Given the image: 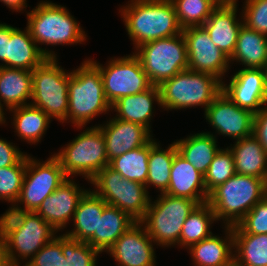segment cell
<instances>
[{"mask_svg":"<svg viewBox=\"0 0 267 266\" xmlns=\"http://www.w3.org/2000/svg\"><path fill=\"white\" fill-rule=\"evenodd\" d=\"M156 244L136 221L106 252L117 266H157Z\"/></svg>","mask_w":267,"mask_h":266,"instance_id":"obj_16","label":"cell"},{"mask_svg":"<svg viewBox=\"0 0 267 266\" xmlns=\"http://www.w3.org/2000/svg\"><path fill=\"white\" fill-rule=\"evenodd\" d=\"M213 135L203 131L188 135L186 138L174 141L178 153L205 175L215 154L221 148Z\"/></svg>","mask_w":267,"mask_h":266,"instance_id":"obj_29","label":"cell"},{"mask_svg":"<svg viewBox=\"0 0 267 266\" xmlns=\"http://www.w3.org/2000/svg\"><path fill=\"white\" fill-rule=\"evenodd\" d=\"M132 53L139 58L144 72L155 86L188 69L187 47L182 33L146 42Z\"/></svg>","mask_w":267,"mask_h":266,"instance_id":"obj_10","label":"cell"},{"mask_svg":"<svg viewBox=\"0 0 267 266\" xmlns=\"http://www.w3.org/2000/svg\"><path fill=\"white\" fill-rule=\"evenodd\" d=\"M97 126L103 133L109 162L121 154L146 145L154 137L146 127L115 117H110L106 123Z\"/></svg>","mask_w":267,"mask_h":266,"instance_id":"obj_19","label":"cell"},{"mask_svg":"<svg viewBox=\"0 0 267 266\" xmlns=\"http://www.w3.org/2000/svg\"><path fill=\"white\" fill-rule=\"evenodd\" d=\"M58 61V58H47L32 71L30 104L63 124L67 123L70 71L62 68Z\"/></svg>","mask_w":267,"mask_h":266,"instance_id":"obj_9","label":"cell"},{"mask_svg":"<svg viewBox=\"0 0 267 266\" xmlns=\"http://www.w3.org/2000/svg\"><path fill=\"white\" fill-rule=\"evenodd\" d=\"M26 154L15 143L0 138V168L17 164Z\"/></svg>","mask_w":267,"mask_h":266,"instance_id":"obj_43","label":"cell"},{"mask_svg":"<svg viewBox=\"0 0 267 266\" xmlns=\"http://www.w3.org/2000/svg\"><path fill=\"white\" fill-rule=\"evenodd\" d=\"M46 59L27 27L16 28L11 33L7 41L6 67L33 71Z\"/></svg>","mask_w":267,"mask_h":266,"instance_id":"obj_26","label":"cell"},{"mask_svg":"<svg viewBox=\"0 0 267 266\" xmlns=\"http://www.w3.org/2000/svg\"><path fill=\"white\" fill-rule=\"evenodd\" d=\"M32 87V71L0 66V102L6 111L29 105Z\"/></svg>","mask_w":267,"mask_h":266,"instance_id":"obj_25","label":"cell"},{"mask_svg":"<svg viewBox=\"0 0 267 266\" xmlns=\"http://www.w3.org/2000/svg\"><path fill=\"white\" fill-rule=\"evenodd\" d=\"M135 50L153 40L182 33L174 5L170 0H130L119 12Z\"/></svg>","mask_w":267,"mask_h":266,"instance_id":"obj_2","label":"cell"},{"mask_svg":"<svg viewBox=\"0 0 267 266\" xmlns=\"http://www.w3.org/2000/svg\"><path fill=\"white\" fill-rule=\"evenodd\" d=\"M5 113H6L5 107H3L2 104H1V102H0V126L1 125L6 126V124H7L6 122L8 120H6V119L8 117H7V115Z\"/></svg>","mask_w":267,"mask_h":266,"instance_id":"obj_49","label":"cell"},{"mask_svg":"<svg viewBox=\"0 0 267 266\" xmlns=\"http://www.w3.org/2000/svg\"><path fill=\"white\" fill-rule=\"evenodd\" d=\"M236 174L233 154L228 147L219 149L215 154L207 173L204 175L206 191L209 194L214 188L225 183Z\"/></svg>","mask_w":267,"mask_h":266,"instance_id":"obj_38","label":"cell"},{"mask_svg":"<svg viewBox=\"0 0 267 266\" xmlns=\"http://www.w3.org/2000/svg\"><path fill=\"white\" fill-rule=\"evenodd\" d=\"M182 29L202 26L217 7L211 0H170Z\"/></svg>","mask_w":267,"mask_h":266,"instance_id":"obj_36","label":"cell"},{"mask_svg":"<svg viewBox=\"0 0 267 266\" xmlns=\"http://www.w3.org/2000/svg\"><path fill=\"white\" fill-rule=\"evenodd\" d=\"M135 222L126 212L107 204L98 218V251L106 253Z\"/></svg>","mask_w":267,"mask_h":266,"instance_id":"obj_33","label":"cell"},{"mask_svg":"<svg viewBox=\"0 0 267 266\" xmlns=\"http://www.w3.org/2000/svg\"><path fill=\"white\" fill-rule=\"evenodd\" d=\"M106 205L107 203L89 188L74 212V227L63 234L74 240L87 242L98 250V218H101Z\"/></svg>","mask_w":267,"mask_h":266,"instance_id":"obj_21","label":"cell"},{"mask_svg":"<svg viewBox=\"0 0 267 266\" xmlns=\"http://www.w3.org/2000/svg\"><path fill=\"white\" fill-rule=\"evenodd\" d=\"M198 203L187 197L159 194L156 200L150 197L148 209L139 221L146 233L160 247H178L183 224Z\"/></svg>","mask_w":267,"mask_h":266,"instance_id":"obj_7","label":"cell"},{"mask_svg":"<svg viewBox=\"0 0 267 266\" xmlns=\"http://www.w3.org/2000/svg\"><path fill=\"white\" fill-rule=\"evenodd\" d=\"M16 28L7 23L0 22V62H2L0 66L6 67L7 41L10 40V35Z\"/></svg>","mask_w":267,"mask_h":266,"instance_id":"obj_45","label":"cell"},{"mask_svg":"<svg viewBox=\"0 0 267 266\" xmlns=\"http://www.w3.org/2000/svg\"><path fill=\"white\" fill-rule=\"evenodd\" d=\"M234 62L243 68L263 69L267 63V36L243 24L238 33L235 51L230 58V65L233 66Z\"/></svg>","mask_w":267,"mask_h":266,"instance_id":"obj_30","label":"cell"},{"mask_svg":"<svg viewBox=\"0 0 267 266\" xmlns=\"http://www.w3.org/2000/svg\"><path fill=\"white\" fill-rule=\"evenodd\" d=\"M27 154V165L20 196L7 211L35 212L43 200L50 196L68 177L59 159L52 154L45 161ZM36 158V159H35Z\"/></svg>","mask_w":267,"mask_h":266,"instance_id":"obj_12","label":"cell"},{"mask_svg":"<svg viewBox=\"0 0 267 266\" xmlns=\"http://www.w3.org/2000/svg\"><path fill=\"white\" fill-rule=\"evenodd\" d=\"M238 225L246 233L267 234V196L258 202Z\"/></svg>","mask_w":267,"mask_h":266,"instance_id":"obj_42","label":"cell"},{"mask_svg":"<svg viewBox=\"0 0 267 266\" xmlns=\"http://www.w3.org/2000/svg\"><path fill=\"white\" fill-rule=\"evenodd\" d=\"M89 182L94 186L92 191L107 204L126 212L135 221L144 217L151 197L144 184L123 178L109 165Z\"/></svg>","mask_w":267,"mask_h":266,"instance_id":"obj_11","label":"cell"},{"mask_svg":"<svg viewBox=\"0 0 267 266\" xmlns=\"http://www.w3.org/2000/svg\"><path fill=\"white\" fill-rule=\"evenodd\" d=\"M161 143L153 138L150 141V154L148 157V175L146 179V190L155 187L160 194L165 193L169 187L170 171L175 154L178 152L176 144L172 142L165 149Z\"/></svg>","mask_w":267,"mask_h":266,"instance_id":"obj_32","label":"cell"},{"mask_svg":"<svg viewBox=\"0 0 267 266\" xmlns=\"http://www.w3.org/2000/svg\"><path fill=\"white\" fill-rule=\"evenodd\" d=\"M46 243L26 264V266H66L62 252V234Z\"/></svg>","mask_w":267,"mask_h":266,"instance_id":"obj_41","label":"cell"},{"mask_svg":"<svg viewBox=\"0 0 267 266\" xmlns=\"http://www.w3.org/2000/svg\"><path fill=\"white\" fill-rule=\"evenodd\" d=\"M88 59L100 71L104 94L110 105L122 97L144 92L153 86L134 53L123 57L113 56L104 65L93 58Z\"/></svg>","mask_w":267,"mask_h":266,"instance_id":"obj_13","label":"cell"},{"mask_svg":"<svg viewBox=\"0 0 267 266\" xmlns=\"http://www.w3.org/2000/svg\"><path fill=\"white\" fill-rule=\"evenodd\" d=\"M170 176L166 194L174 197H187L198 204L207 202L209 194L206 191L204 175L178 152L174 156Z\"/></svg>","mask_w":267,"mask_h":266,"instance_id":"obj_23","label":"cell"},{"mask_svg":"<svg viewBox=\"0 0 267 266\" xmlns=\"http://www.w3.org/2000/svg\"><path fill=\"white\" fill-rule=\"evenodd\" d=\"M62 252L66 258V266H98L100 253L89 243L67 237L62 233Z\"/></svg>","mask_w":267,"mask_h":266,"instance_id":"obj_39","label":"cell"},{"mask_svg":"<svg viewBox=\"0 0 267 266\" xmlns=\"http://www.w3.org/2000/svg\"><path fill=\"white\" fill-rule=\"evenodd\" d=\"M264 73H265V88H266V95H267V63L265 67L263 68Z\"/></svg>","mask_w":267,"mask_h":266,"instance_id":"obj_50","label":"cell"},{"mask_svg":"<svg viewBox=\"0 0 267 266\" xmlns=\"http://www.w3.org/2000/svg\"><path fill=\"white\" fill-rule=\"evenodd\" d=\"M161 106L160 90L153 85L150 89L120 98L111 105V112H116L115 118L133 122L146 127L152 133L151 120L154 115V104Z\"/></svg>","mask_w":267,"mask_h":266,"instance_id":"obj_24","label":"cell"},{"mask_svg":"<svg viewBox=\"0 0 267 266\" xmlns=\"http://www.w3.org/2000/svg\"><path fill=\"white\" fill-rule=\"evenodd\" d=\"M222 92L240 108L257 113L267 104L265 73L262 68H241L222 82Z\"/></svg>","mask_w":267,"mask_h":266,"instance_id":"obj_17","label":"cell"},{"mask_svg":"<svg viewBox=\"0 0 267 266\" xmlns=\"http://www.w3.org/2000/svg\"><path fill=\"white\" fill-rule=\"evenodd\" d=\"M234 235V266H267V234L246 233L238 224Z\"/></svg>","mask_w":267,"mask_h":266,"instance_id":"obj_31","label":"cell"},{"mask_svg":"<svg viewBox=\"0 0 267 266\" xmlns=\"http://www.w3.org/2000/svg\"><path fill=\"white\" fill-rule=\"evenodd\" d=\"M188 54V69L214 75L223 82L231 69L230 58L212 42L203 26L182 30ZM227 72V73H226Z\"/></svg>","mask_w":267,"mask_h":266,"instance_id":"obj_15","label":"cell"},{"mask_svg":"<svg viewBox=\"0 0 267 266\" xmlns=\"http://www.w3.org/2000/svg\"><path fill=\"white\" fill-rule=\"evenodd\" d=\"M266 196V180L236 173L209 193L207 203L221 226H234Z\"/></svg>","mask_w":267,"mask_h":266,"instance_id":"obj_5","label":"cell"},{"mask_svg":"<svg viewBox=\"0 0 267 266\" xmlns=\"http://www.w3.org/2000/svg\"><path fill=\"white\" fill-rule=\"evenodd\" d=\"M68 101L67 123L73 124L77 130L84 129L96 116L111 111L100 71L87 58L70 71Z\"/></svg>","mask_w":267,"mask_h":266,"instance_id":"obj_4","label":"cell"},{"mask_svg":"<svg viewBox=\"0 0 267 266\" xmlns=\"http://www.w3.org/2000/svg\"><path fill=\"white\" fill-rule=\"evenodd\" d=\"M204 118L215 132H203L213 135L216 139H219L217 134L235 141L253 135L254 113L240 108L223 92L206 108Z\"/></svg>","mask_w":267,"mask_h":266,"instance_id":"obj_14","label":"cell"},{"mask_svg":"<svg viewBox=\"0 0 267 266\" xmlns=\"http://www.w3.org/2000/svg\"><path fill=\"white\" fill-rule=\"evenodd\" d=\"M215 222L218 223L210 205L207 202L198 204L183 224L179 248L188 249L191 245L210 237Z\"/></svg>","mask_w":267,"mask_h":266,"instance_id":"obj_34","label":"cell"},{"mask_svg":"<svg viewBox=\"0 0 267 266\" xmlns=\"http://www.w3.org/2000/svg\"><path fill=\"white\" fill-rule=\"evenodd\" d=\"M1 3L11 9L12 12H26L28 7L27 0H0Z\"/></svg>","mask_w":267,"mask_h":266,"instance_id":"obj_46","label":"cell"},{"mask_svg":"<svg viewBox=\"0 0 267 266\" xmlns=\"http://www.w3.org/2000/svg\"><path fill=\"white\" fill-rule=\"evenodd\" d=\"M53 154L59 159L68 178L82 176L88 183L104 167L109 165L106 154L105 139L101 129L94 126L80 131ZM73 175V176H72Z\"/></svg>","mask_w":267,"mask_h":266,"instance_id":"obj_8","label":"cell"},{"mask_svg":"<svg viewBox=\"0 0 267 266\" xmlns=\"http://www.w3.org/2000/svg\"><path fill=\"white\" fill-rule=\"evenodd\" d=\"M216 6H231L238 3V0H211Z\"/></svg>","mask_w":267,"mask_h":266,"instance_id":"obj_48","label":"cell"},{"mask_svg":"<svg viewBox=\"0 0 267 266\" xmlns=\"http://www.w3.org/2000/svg\"><path fill=\"white\" fill-rule=\"evenodd\" d=\"M253 136L267 152V104L259 112L254 113Z\"/></svg>","mask_w":267,"mask_h":266,"instance_id":"obj_44","label":"cell"},{"mask_svg":"<svg viewBox=\"0 0 267 266\" xmlns=\"http://www.w3.org/2000/svg\"><path fill=\"white\" fill-rule=\"evenodd\" d=\"M227 146L233 154L235 171L267 181V152L253 136L242 138Z\"/></svg>","mask_w":267,"mask_h":266,"instance_id":"obj_27","label":"cell"},{"mask_svg":"<svg viewBox=\"0 0 267 266\" xmlns=\"http://www.w3.org/2000/svg\"><path fill=\"white\" fill-rule=\"evenodd\" d=\"M11 125L18 139L30 145H38L50 127L51 118L40 108L31 104L9 110Z\"/></svg>","mask_w":267,"mask_h":266,"instance_id":"obj_28","label":"cell"},{"mask_svg":"<svg viewBox=\"0 0 267 266\" xmlns=\"http://www.w3.org/2000/svg\"><path fill=\"white\" fill-rule=\"evenodd\" d=\"M238 6H217L202 25L215 46L229 58L235 51L238 33L243 25L242 12L237 15Z\"/></svg>","mask_w":267,"mask_h":266,"instance_id":"obj_20","label":"cell"},{"mask_svg":"<svg viewBox=\"0 0 267 266\" xmlns=\"http://www.w3.org/2000/svg\"><path fill=\"white\" fill-rule=\"evenodd\" d=\"M158 87L163 110L169 112L200 106L205 111L222 92V81L209 73L187 69Z\"/></svg>","mask_w":267,"mask_h":266,"instance_id":"obj_6","label":"cell"},{"mask_svg":"<svg viewBox=\"0 0 267 266\" xmlns=\"http://www.w3.org/2000/svg\"><path fill=\"white\" fill-rule=\"evenodd\" d=\"M224 237L212 234L187 250L193 266H234V235L232 226H222Z\"/></svg>","mask_w":267,"mask_h":266,"instance_id":"obj_22","label":"cell"},{"mask_svg":"<svg viewBox=\"0 0 267 266\" xmlns=\"http://www.w3.org/2000/svg\"><path fill=\"white\" fill-rule=\"evenodd\" d=\"M0 266H11L7 254L6 244L1 235H0Z\"/></svg>","mask_w":267,"mask_h":266,"instance_id":"obj_47","label":"cell"},{"mask_svg":"<svg viewBox=\"0 0 267 266\" xmlns=\"http://www.w3.org/2000/svg\"><path fill=\"white\" fill-rule=\"evenodd\" d=\"M27 165V154L15 165L0 168V200L10 203L12 208L17 202Z\"/></svg>","mask_w":267,"mask_h":266,"instance_id":"obj_37","label":"cell"},{"mask_svg":"<svg viewBox=\"0 0 267 266\" xmlns=\"http://www.w3.org/2000/svg\"><path fill=\"white\" fill-rule=\"evenodd\" d=\"M31 37L47 58H59L57 52L47 46L77 45L87 41V34L79 21L66 6L49 0L39 1L36 7L26 12ZM45 45L46 48H42Z\"/></svg>","mask_w":267,"mask_h":266,"instance_id":"obj_1","label":"cell"},{"mask_svg":"<svg viewBox=\"0 0 267 266\" xmlns=\"http://www.w3.org/2000/svg\"><path fill=\"white\" fill-rule=\"evenodd\" d=\"M88 188H82L74 179L68 178L35 211L58 233L72 223L74 212ZM70 222V223H69Z\"/></svg>","mask_w":267,"mask_h":266,"instance_id":"obj_18","label":"cell"},{"mask_svg":"<svg viewBox=\"0 0 267 266\" xmlns=\"http://www.w3.org/2000/svg\"><path fill=\"white\" fill-rule=\"evenodd\" d=\"M243 3V24L267 36V0H244Z\"/></svg>","mask_w":267,"mask_h":266,"instance_id":"obj_40","label":"cell"},{"mask_svg":"<svg viewBox=\"0 0 267 266\" xmlns=\"http://www.w3.org/2000/svg\"><path fill=\"white\" fill-rule=\"evenodd\" d=\"M58 234L36 212L6 210L0 215V235L5 241L11 266H26Z\"/></svg>","mask_w":267,"mask_h":266,"instance_id":"obj_3","label":"cell"},{"mask_svg":"<svg viewBox=\"0 0 267 266\" xmlns=\"http://www.w3.org/2000/svg\"><path fill=\"white\" fill-rule=\"evenodd\" d=\"M150 154V142L137 149L130 150L115 157L109 166L119 172L123 178L146 184L148 175V157Z\"/></svg>","mask_w":267,"mask_h":266,"instance_id":"obj_35","label":"cell"}]
</instances>
